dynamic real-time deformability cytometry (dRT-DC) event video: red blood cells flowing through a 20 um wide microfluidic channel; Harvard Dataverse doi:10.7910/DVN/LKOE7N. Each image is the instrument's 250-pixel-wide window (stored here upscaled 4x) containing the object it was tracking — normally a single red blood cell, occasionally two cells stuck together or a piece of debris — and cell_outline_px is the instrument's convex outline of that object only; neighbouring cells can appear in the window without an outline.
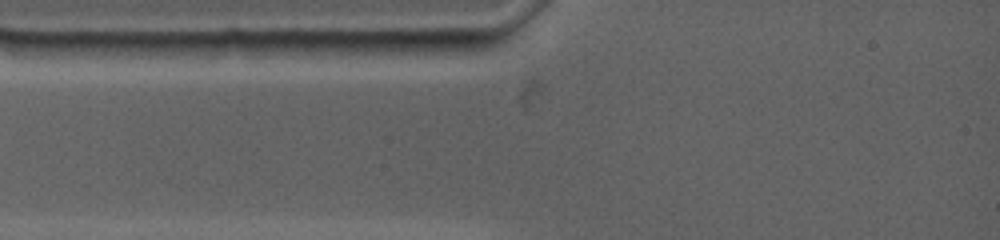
{"species": "common noctule bat (a hibernating species)", "species_latin": "Nyctalus noctula", "temperature_condition": "warm", "stored_images_in_passage": 3, "camera_frame_rate_fps": 4500, "um_per_image_px": 0.085, "animal": {"sex": "female", "body_mass_g": 19.0, "forearm_length_mm": 53.3}, "frame": {"image": 1, "passage_image": 2, "time_ms": 0.222, "image_size_px": [1000, 240], "cell_outline_px": [[480, 40], [472, 48], [460, 56], [448, 56], [348, 52], [348, 48], [352, 40]], "centroid_in_image_um": [35.14, 4.0], "position_along_channel_um": 49.9, "area_um2": 12.66}}